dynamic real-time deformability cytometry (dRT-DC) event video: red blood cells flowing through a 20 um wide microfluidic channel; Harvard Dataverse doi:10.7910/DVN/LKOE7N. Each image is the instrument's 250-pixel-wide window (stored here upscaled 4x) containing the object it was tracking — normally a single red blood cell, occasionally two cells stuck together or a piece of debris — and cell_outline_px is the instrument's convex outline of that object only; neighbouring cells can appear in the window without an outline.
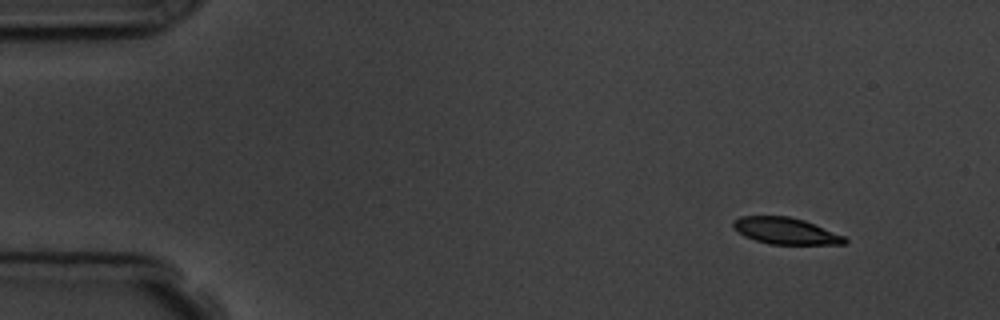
{"species": "common noctule bat (a hibernating species)", "species_latin": "Nyctalus noctula", "temperature_condition": "room temperature", "stored_images_in_passage": 5, "camera_frame_rate_fps": 3000, "um_per_image_px": 0.085, "animal": {"sex": "male", "body_mass_g": 19.5, "forearm_length_mm": 54.6}, "frame": {"image": 1, "passage_image": 1, "time_ms": 0.0, "image_size_px": [1000, 320], "cell_outline_px": [[848, 240], [844, 244], [768, 244], [744, 236], [732, 224], [732, 220], [740, 216], [788, 216], [804, 220], [844, 236]], "centroid_in_image_um": [66.76, 19.62], "position_along_channel_um": 18.2, "area_um2": 17.05}}
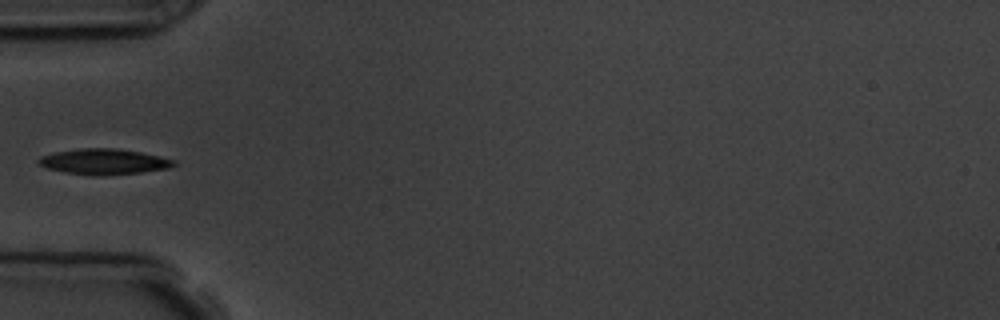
{"frame": {"image": 2, "passage_image": 4, "time_ms": 4.333, "image_size_px": [1000, 320], "cell_outline_px": [[176, 164], [168, 168], [140, 172], [100, 176], [96, 176], [64, 172], [48, 168], [36, 164], [36, 160], [40, 156], [56, 152], [80, 148], [116, 148], [140, 152], [160, 156], [176, 160]], "centroid_in_image_um": [8.8, 13.74], "position_along_channel_um": 76.2, "area_um2": 20.23}}